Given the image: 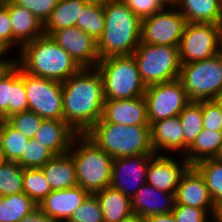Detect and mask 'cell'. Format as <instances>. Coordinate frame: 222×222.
Here are the masks:
<instances>
[{
    "label": "cell",
    "mask_w": 222,
    "mask_h": 222,
    "mask_svg": "<svg viewBox=\"0 0 222 222\" xmlns=\"http://www.w3.org/2000/svg\"><path fill=\"white\" fill-rule=\"evenodd\" d=\"M76 167L78 185L90 194L110 186L113 158L85 134H77L70 151Z\"/></svg>",
    "instance_id": "obj_5"
},
{
    "label": "cell",
    "mask_w": 222,
    "mask_h": 222,
    "mask_svg": "<svg viewBox=\"0 0 222 222\" xmlns=\"http://www.w3.org/2000/svg\"><path fill=\"white\" fill-rule=\"evenodd\" d=\"M176 222H207L212 216L203 209L175 204L172 211Z\"/></svg>",
    "instance_id": "obj_40"
},
{
    "label": "cell",
    "mask_w": 222,
    "mask_h": 222,
    "mask_svg": "<svg viewBox=\"0 0 222 222\" xmlns=\"http://www.w3.org/2000/svg\"><path fill=\"white\" fill-rule=\"evenodd\" d=\"M27 110L24 71L15 64L0 80V120Z\"/></svg>",
    "instance_id": "obj_16"
},
{
    "label": "cell",
    "mask_w": 222,
    "mask_h": 222,
    "mask_svg": "<svg viewBox=\"0 0 222 222\" xmlns=\"http://www.w3.org/2000/svg\"><path fill=\"white\" fill-rule=\"evenodd\" d=\"M96 68L102 78L105 100L144 96L146 86L132 54L100 59Z\"/></svg>",
    "instance_id": "obj_6"
},
{
    "label": "cell",
    "mask_w": 222,
    "mask_h": 222,
    "mask_svg": "<svg viewBox=\"0 0 222 222\" xmlns=\"http://www.w3.org/2000/svg\"><path fill=\"white\" fill-rule=\"evenodd\" d=\"M220 55L222 56V38H221V42H220V50H219Z\"/></svg>",
    "instance_id": "obj_55"
},
{
    "label": "cell",
    "mask_w": 222,
    "mask_h": 222,
    "mask_svg": "<svg viewBox=\"0 0 222 222\" xmlns=\"http://www.w3.org/2000/svg\"><path fill=\"white\" fill-rule=\"evenodd\" d=\"M179 81L190 101L214 100L222 94V56L220 53L181 65Z\"/></svg>",
    "instance_id": "obj_8"
},
{
    "label": "cell",
    "mask_w": 222,
    "mask_h": 222,
    "mask_svg": "<svg viewBox=\"0 0 222 222\" xmlns=\"http://www.w3.org/2000/svg\"><path fill=\"white\" fill-rule=\"evenodd\" d=\"M204 177L215 206L222 202V161L208 158L193 165Z\"/></svg>",
    "instance_id": "obj_32"
},
{
    "label": "cell",
    "mask_w": 222,
    "mask_h": 222,
    "mask_svg": "<svg viewBox=\"0 0 222 222\" xmlns=\"http://www.w3.org/2000/svg\"><path fill=\"white\" fill-rule=\"evenodd\" d=\"M126 6L140 19L161 10L164 5L159 0H123Z\"/></svg>",
    "instance_id": "obj_43"
},
{
    "label": "cell",
    "mask_w": 222,
    "mask_h": 222,
    "mask_svg": "<svg viewBox=\"0 0 222 222\" xmlns=\"http://www.w3.org/2000/svg\"><path fill=\"white\" fill-rule=\"evenodd\" d=\"M144 98L150 125L178 116L191 102L179 79L146 87Z\"/></svg>",
    "instance_id": "obj_11"
},
{
    "label": "cell",
    "mask_w": 222,
    "mask_h": 222,
    "mask_svg": "<svg viewBox=\"0 0 222 222\" xmlns=\"http://www.w3.org/2000/svg\"><path fill=\"white\" fill-rule=\"evenodd\" d=\"M51 192L41 168H23V193L39 205Z\"/></svg>",
    "instance_id": "obj_34"
},
{
    "label": "cell",
    "mask_w": 222,
    "mask_h": 222,
    "mask_svg": "<svg viewBox=\"0 0 222 222\" xmlns=\"http://www.w3.org/2000/svg\"><path fill=\"white\" fill-rule=\"evenodd\" d=\"M86 3L97 4V5H106L108 2L112 0H84Z\"/></svg>",
    "instance_id": "obj_49"
},
{
    "label": "cell",
    "mask_w": 222,
    "mask_h": 222,
    "mask_svg": "<svg viewBox=\"0 0 222 222\" xmlns=\"http://www.w3.org/2000/svg\"><path fill=\"white\" fill-rule=\"evenodd\" d=\"M212 222H217L213 217L211 218ZM210 220H208L207 222H211Z\"/></svg>",
    "instance_id": "obj_56"
},
{
    "label": "cell",
    "mask_w": 222,
    "mask_h": 222,
    "mask_svg": "<svg viewBox=\"0 0 222 222\" xmlns=\"http://www.w3.org/2000/svg\"><path fill=\"white\" fill-rule=\"evenodd\" d=\"M90 193L77 185L72 188L52 191L38 207L55 222L68 221L73 211Z\"/></svg>",
    "instance_id": "obj_19"
},
{
    "label": "cell",
    "mask_w": 222,
    "mask_h": 222,
    "mask_svg": "<svg viewBox=\"0 0 222 222\" xmlns=\"http://www.w3.org/2000/svg\"><path fill=\"white\" fill-rule=\"evenodd\" d=\"M6 56H2L0 58V80L1 78L16 64V57H11L8 59L5 58Z\"/></svg>",
    "instance_id": "obj_46"
},
{
    "label": "cell",
    "mask_w": 222,
    "mask_h": 222,
    "mask_svg": "<svg viewBox=\"0 0 222 222\" xmlns=\"http://www.w3.org/2000/svg\"><path fill=\"white\" fill-rule=\"evenodd\" d=\"M54 156L55 154L52 151L32 138L26 144V148L23 150L22 156L17 163L22 168H41Z\"/></svg>",
    "instance_id": "obj_36"
},
{
    "label": "cell",
    "mask_w": 222,
    "mask_h": 222,
    "mask_svg": "<svg viewBox=\"0 0 222 222\" xmlns=\"http://www.w3.org/2000/svg\"><path fill=\"white\" fill-rule=\"evenodd\" d=\"M19 222H55L46 215L39 207L35 208L30 214H27Z\"/></svg>",
    "instance_id": "obj_44"
},
{
    "label": "cell",
    "mask_w": 222,
    "mask_h": 222,
    "mask_svg": "<svg viewBox=\"0 0 222 222\" xmlns=\"http://www.w3.org/2000/svg\"><path fill=\"white\" fill-rule=\"evenodd\" d=\"M213 218L217 222H222V202L215 206Z\"/></svg>",
    "instance_id": "obj_47"
},
{
    "label": "cell",
    "mask_w": 222,
    "mask_h": 222,
    "mask_svg": "<svg viewBox=\"0 0 222 222\" xmlns=\"http://www.w3.org/2000/svg\"><path fill=\"white\" fill-rule=\"evenodd\" d=\"M103 8L105 27L98 40L99 58L133 54L141 42V19L123 0H112Z\"/></svg>",
    "instance_id": "obj_3"
},
{
    "label": "cell",
    "mask_w": 222,
    "mask_h": 222,
    "mask_svg": "<svg viewBox=\"0 0 222 222\" xmlns=\"http://www.w3.org/2000/svg\"><path fill=\"white\" fill-rule=\"evenodd\" d=\"M144 222H176L173 213L158 214L143 218Z\"/></svg>",
    "instance_id": "obj_45"
},
{
    "label": "cell",
    "mask_w": 222,
    "mask_h": 222,
    "mask_svg": "<svg viewBox=\"0 0 222 222\" xmlns=\"http://www.w3.org/2000/svg\"><path fill=\"white\" fill-rule=\"evenodd\" d=\"M37 207L25 193L0 196V222H19Z\"/></svg>",
    "instance_id": "obj_29"
},
{
    "label": "cell",
    "mask_w": 222,
    "mask_h": 222,
    "mask_svg": "<svg viewBox=\"0 0 222 222\" xmlns=\"http://www.w3.org/2000/svg\"><path fill=\"white\" fill-rule=\"evenodd\" d=\"M85 135L113 159L155 155L151 143V126H127L101 118Z\"/></svg>",
    "instance_id": "obj_4"
},
{
    "label": "cell",
    "mask_w": 222,
    "mask_h": 222,
    "mask_svg": "<svg viewBox=\"0 0 222 222\" xmlns=\"http://www.w3.org/2000/svg\"><path fill=\"white\" fill-rule=\"evenodd\" d=\"M151 143L155 154H175L183 152L184 155V136L183 128L178 116L153 122L151 125Z\"/></svg>",
    "instance_id": "obj_21"
},
{
    "label": "cell",
    "mask_w": 222,
    "mask_h": 222,
    "mask_svg": "<svg viewBox=\"0 0 222 222\" xmlns=\"http://www.w3.org/2000/svg\"><path fill=\"white\" fill-rule=\"evenodd\" d=\"M28 142L29 139L6 120H0V146L5 160L17 162Z\"/></svg>",
    "instance_id": "obj_30"
},
{
    "label": "cell",
    "mask_w": 222,
    "mask_h": 222,
    "mask_svg": "<svg viewBox=\"0 0 222 222\" xmlns=\"http://www.w3.org/2000/svg\"><path fill=\"white\" fill-rule=\"evenodd\" d=\"M8 13L13 33V49L44 35V25L28 9L8 0ZM17 45V46H16Z\"/></svg>",
    "instance_id": "obj_22"
},
{
    "label": "cell",
    "mask_w": 222,
    "mask_h": 222,
    "mask_svg": "<svg viewBox=\"0 0 222 222\" xmlns=\"http://www.w3.org/2000/svg\"><path fill=\"white\" fill-rule=\"evenodd\" d=\"M221 38L222 24L187 23L178 46L181 64L218 54Z\"/></svg>",
    "instance_id": "obj_9"
},
{
    "label": "cell",
    "mask_w": 222,
    "mask_h": 222,
    "mask_svg": "<svg viewBox=\"0 0 222 222\" xmlns=\"http://www.w3.org/2000/svg\"><path fill=\"white\" fill-rule=\"evenodd\" d=\"M14 4L28 9L44 25L59 0H11Z\"/></svg>",
    "instance_id": "obj_39"
},
{
    "label": "cell",
    "mask_w": 222,
    "mask_h": 222,
    "mask_svg": "<svg viewBox=\"0 0 222 222\" xmlns=\"http://www.w3.org/2000/svg\"><path fill=\"white\" fill-rule=\"evenodd\" d=\"M28 110L43 119L63 120L62 82L24 72Z\"/></svg>",
    "instance_id": "obj_12"
},
{
    "label": "cell",
    "mask_w": 222,
    "mask_h": 222,
    "mask_svg": "<svg viewBox=\"0 0 222 222\" xmlns=\"http://www.w3.org/2000/svg\"><path fill=\"white\" fill-rule=\"evenodd\" d=\"M4 157H3V153H2V149H1V146H0V164L4 161Z\"/></svg>",
    "instance_id": "obj_54"
},
{
    "label": "cell",
    "mask_w": 222,
    "mask_h": 222,
    "mask_svg": "<svg viewBox=\"0 0 222 222\" xmlns=\"http://www.w3.org/2000/svg\"><path fill=\"white\" fill-rule=\"evenodd\" d=\"M63 120L77 133L85 134L102 118L103 82L96 67L81 68L62 82Z\"/></svg>",
    "instance_id": "obj_1"
},
{
    "label": "cell",
    "mask_w": 222,
    "mask_h": 222,
    "mask_svg": "<svg viewBox=\"0 0 222 222\" xmlns=\"http://www.w3.org/2000/svg\"><path fill=\"white\" fill-rule=\"evenodd\" d=\"M154 155H138L113 159L110 187L132 198L146 183L147 168Z\"/></svg>",
    "instance_id": "obj_13"
},
{
    "label": "cell",
    "mask_w": 222,
    "mask_h": 222,
    "mask_svg": "<svg viewBox=\"0 0 222 222\" xmlns=\"http://www.w3.org/2000/svg\"><path fill=\"white\" fill-rule=\"evenodd\" d=\"M52 191L72 188L78 185L76 167L70 153L55 155L41 167Z\"/></svg>",
    "instance_id": "obj_25"
},
{
    "label": "cell",
    "mask_w": 222,
    "mask_h": 222,
    "mask_svg": "<svg viewBox=\"0 0 222 222\" xmlns=\"http://www.w3.org/2000/svg\"><path fill=\"white\" fill-rule=\"evenodd\" d=\"M18 52L16 64L32 76L64 82L81 69L71 55L45 34L25 43Z\"/></svg>",
    "instance_id": "obj_2"
},
{
    "label": "cell",
    "mask_w": 222,
    "mask_h": 222,
    "mask_svg": "<svg viewBox=\"0 0 222 222\" xmlns=\"http://www.w3.org/2000/svg\"><path fill=\"white\" fill-rule=\"evenodd\" d=\"M212 101L219 107L220 112L222 113V94Z\"/></svg>",
    "instance_id": "obj_50"
},
{
    "label": "cell",
    "mask_w": 222,
    "mask_h": 222,
    "mask_svg": "<svg viewBox=\"0 0 222 222\" xmlns=\"http://www.w3.org/2000/svg\"><path fill=\"white\" fill-rule=\"evenodd\" d=\"M203 115V129L222 131V113L219 107L212 101H201Z\"/></svg>",
    "instance_id": "obj_41"
},
{
    "label": "cell",
    "mask_w": 222,
    "mask_h": 222,
    "mask_svg": "<svg viewBox=\"0 0 222 222\" xmlns=\"http://www.w3.org/2000/svg\"><path fill=\"white\" fill-rule=\"evenodd\" d=\"M43 118L31 110L14 114L6 119V121L16 130L21 132L29 140L34 137L38 131Z\"/></svg>",
    "instance_id": "obj_37"
},
{
    "label": "cell",
    "mask_w": 222,
    "mask_h": 222,
    "mask_svg": "<svg viewBox=\"0 0 222 222\" xmlns=\"http://www.w3.org/2000/svg\"><path fill=\"white\" fill-rule=\"evenodd\" d=\"M0 46L7 52L13 49V33L8 13V0L0 2Z\"/></svg>",
    "instance_id": "obj_42"
},
{
    "label": "cell",
    "mask_w": 222,
    "mask_h": 222,
    "mask_svg": "<svg viewBox=\"0 0 222 222\" xmlns=\"http://www.w3.org/2000/svg\"><path fill=\"white\" fill-rule=\"evenodd\" d=\"M221 144L222 131L203 129L183 156L193 166L201 160L216 158Z\"/></svg>",
    "instance_id": "obj_28"
},
{
    "label": "cell",
    "mask_w": 222,
    "mask_h": 222,
    "mask_svg": "<svg viewBox=\"0 0 222 222\" xmlns=\"http://www.w3.org/2000/svg\"><path fill=\"white\" fill-rule=\"evenodd\" d=\"M131 206L133 213L142 218L168 214L174 209L175 194L157 190L145 183L131 198Z\"/></svg>",
    "instance_id": "obj_20"
},
{
    "label": "cell",
    "mask_w": 222,
    "mask_h": 222,
    "mask_svg": "<svg viewBox=\"0 0 222 222\" xmlns=\"http://www.w3.org/2000/svg\"><path fill=\"white\" fill-rule=\"evenodd\" d=\"M69 222H104L101 206L94 194H90L85 201L72 213Z\"/></svg>",
    "instance_id": "obj_38"
},
{
    "label": "cell",
    "mask_w": 222,
    "mask_h": 222,
    "mask_svg": "<svg viewBox=\"0 0 222 222\" xmlns=\"http://www.w3.org/2000/svg\"><path fill=\"white\" fill-rule=\"evenodd\" d=\"M179 118L183 128L185 154L203 130L201 101H191L179 114Z\"/></svg>",
    "instance_id": "obj_31"
},
{
    "label": "cell",
    "mask_w": 222,
    "mask_h": 222,
    "mask_svg": "<svg viewBox=\"0 0 222 222\" xmlns=\"http://www.w3.org/2000/svg\"><path fill=\"white\" fill-rule=\"evenodd\" d=\"M186 24V18L174 5L164 6L153 15L141 19V42L179 46Z\"/></svg>",
    "instance_id": "obj_10"
},
{
    "label": "cell",
    "mask_w": 222,
    "mask_h": 222,
    "mask_svg": "<svg viewBox=\"0 0 222 222\" xmlns=\"http://www.w3.org/2000/svg\"><path fill=\"white\" fill-rule=\"evenodd\" d=\"M182 163L169 154H155L149 161L146 183L157 190L176 193L182 175L191 166L183 156Z\"/></svg>",
    "instance_id": "obj_15"
},
{
    "label": "cell",
    "mask_w": 222,
    "mask_h": 222,
    "mask_svg": "<svg viewBox=\"0 0 222 222\" xmlns=\"http://www.w3.org/2000/svg\"><path fill=\"white\" fill-rule=\"evenodd\" d=\"M119 222H144L143 218L139 215L133 213L130 216L121 219Z\"/></svg>",
    "instance_id": "obj_48"
},
{
    "label": "cell",
    "mask_w": 222,
    "mask_h": 222,
    "mask_svg": "<svg viewBox=\"0 0 222 222\" xmlns=\"http://www.w3.org/2000/svg\"><path fill=\"white\" fill-rule=\"evenodd\" d=\"M175 204L206 210L213 217L215 204L204 177L194 166H190L182 175L175 193Z\"/></svg>",
    "instance_id": "obj_17"
},
{
    "label": "cell",
    "mask_w": 222,
    "mask_h": 222,
    "mask_svg": "<svg viewBox=\"0 0 222 222\" xmlns=\"http://www.w3.org/2000/svg\"><path fill=\"white\" fill-rule=\"evenodd\" d=\"M102 118L113 124L150 126L144 96L131 99L105 100Z\"/></svg>",
    "instance_id": "obj_18"
},
{
    "label": "cell",
    "mask_w": 222,
    "mask_h": 222,
    "mask_svg": "<svg viewBox=\"0 0 222 222\" xmlns=\"http://www.w3.org/2000/svg\"><path fill=\"white\" fill-rule=\"evenodd\" d=\"M164 6L174 5L175 0H159Z\"/></svg>",
    "instance_id": "obj_51"
},
{
    "label": "cell",
    "mask_w": 222,
    "mask_h": 222,
    "mask_svg": "<svg viewBox=\"0 0 222 222\" xmlns=\"http://www.w3.org/2000/svg\"><path fill=\"white\" fill-rule=\"evenodd\" d=\"M84 0H59L44 24V34L50 36L54 31L76 27Z\"/></svg>",
    "instance_id": "obj_27"
},
{
    "label": "cell",
    "mask_w": 222,
    "mask_h": 222,
    "mask_svg": "<svg viewBox=\"0 0 222 222\" xmlns=\"http://www.w3.org/2000/svg\"><path fill=\"white\" fill-rule=\"evenodd\" d=\"M23 193V168L17 163L4 160L0 164V196Z\"/></svg>",
    "instance_id": "obj_35"
},
{
    "label": "cell",
    "mask_w": 222,
    "mask_h": 222,
    "mask_svg": "<svg viewBox=\"0 0 222 222\" xmlns=\"http://www.w3.org/2000/svg\"><path fill=\"white\" fill-rule=\"evenodd\" d=\"M187 23L222 24V0H175Z\"/></svg>",
    "instance_id": "obj_24"
},
{
    "label": "cell",
    "mask_w": 222,
    "mask_h": 222,
    "mask_svg": "<svg viewBox=\"0 0 222 222\" xmlns=\"http://www.w3.org/2000/svg\"><path fill=\"white\" fill-rule=\"evenodd\" d=\"M6 53H9V52H7L3 47L0 46V58H1L3 55H6Z\"/></svg>",
    "instance_id": "obj_53"
},
{
    "label": "cell",
    "mask_w": 222,
    "mask_h": 222,
    "mask_svg": "<svg viewBox=\"0 0 222 222\" xmlns=\"http://www.w3.org/2000/svg\"><path fill=\"white\" fill-rule=\"evenodd\" d=\"M103 214L104 222H119L133 214L131 198L112 187L94 193Z\"/></svg>",
    "instance_id": "obj_26"
},
{
    "label": "cell",
    "mask_w": 222,
    "mask_h": 222,
    "mask_svg": "<svg viewBox=\"0 0 222 222\" xmlns=\"http://www.w3.org/2000/svg\"><path fill=\"white\" fill-rule=\"evenodd\" d=\"M216 159H218L219 161H222V144H221L220 150L216 156Z\"/></svg>",
    "instance_id": "obj_52"
},
{
    "label": "cell",
    "mask_w": 222,
    "mask_h": 222,
    "mask_svg": "<svg viewBox=\"0 0 222 222\" xmlns=\"http://www.w3.org/2000/svg\"><path fill=\"white\" fill-rule=\"evenodd\" d=\"M50 37L71 55L81 68H94L100 61L98 41L78 27L54 31Z\"/></svg>",
    "instance_id": "obj_14"
},
{
    "label": "cell",
    "mask_w": 222,
    "mask_h": 222,
    "mask_svg": "<svg viewBox=\"0 0 222 222\" xmlns=\"http://www.w3.org/2000/svg\"><path fill=\"white\" fill-rule=\"evenodd\" d=\"M142 82L146 87L178 79L181 61L178 46L142 43L133 52Z\"/></svg>",
    "instance_id": "obj_7"
},
{
    "label": "cell",
    "mask_w": 222,
    "mask_h": 222,
    "mask_svg": "<svg viewBox=\"0 0 222 222\" xmlns=\"http://www.w3.org/2000/svg\"><path fill=\"white\" fill-rule=\"evenodd\" d=\"M76 27L98 41L104 32L105 17L103 5L86 3L80 11Z\"/></svg>",
    "instance_id": "obj_33"
},
{
    "label": "cell",
    "mask_w": 222,
    "mask_h": 222,
    "mask_svg": "<svg viewBox=\"0 0 222 222\" xmlns=\"http://www.w3.org/2000/svg\"><path fill=\"white\" fill-rule=\"evenodd\" d=\"M76 135L64 120L43 119L33 138L55 155H63L69 153Z\"/></svg>",
    "instance_id": "obj_23"
}]
</instances>
